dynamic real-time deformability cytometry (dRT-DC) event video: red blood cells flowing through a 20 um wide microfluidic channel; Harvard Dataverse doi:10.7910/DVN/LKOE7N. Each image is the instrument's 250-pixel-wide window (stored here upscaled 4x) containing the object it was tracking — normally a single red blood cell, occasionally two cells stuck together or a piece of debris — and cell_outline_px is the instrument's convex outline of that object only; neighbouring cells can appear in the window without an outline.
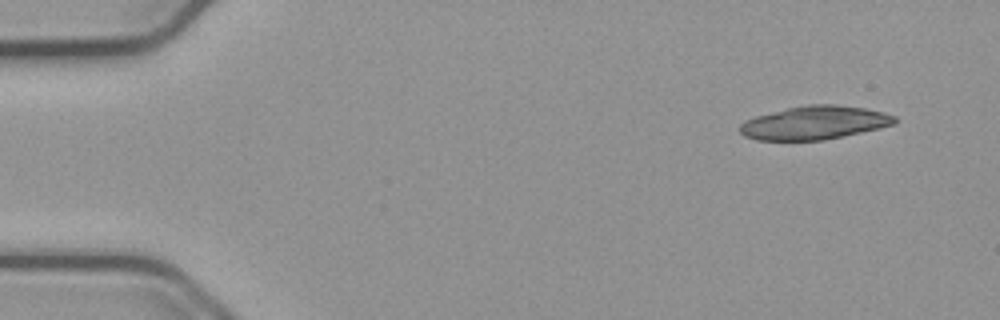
{"species": "common noctule bat (a hibernating species)", "species_latin": "Nyctalus noctula", "temperature_condition": "cold", "stored_images_in_passage": 16, "camera_frame_rate_fps": 3000, "um_per_image_px": 0.085, "animal": {"sex": "male", "body_mass_g": 23.1, "forearm_length_mm": 52.7}, "frame": {"image": 1, "passage_image": 1, "time_ms": 0.0, "image_size_px": [1000, 320], "cell_outline_px": [[896, 124], [880, 128], [824, 140], [756, 140], [744, 136], [740, 132], [740, 124], [744, 120], [756, 116], [788, 108], [808, 104], [836, 104], [864, 108], [884, 112], [896, 116]], "centroid_in_image_um": [69.24, 10.43], "position_along_channel_um": 15.8, "area_um2": 30.17}}